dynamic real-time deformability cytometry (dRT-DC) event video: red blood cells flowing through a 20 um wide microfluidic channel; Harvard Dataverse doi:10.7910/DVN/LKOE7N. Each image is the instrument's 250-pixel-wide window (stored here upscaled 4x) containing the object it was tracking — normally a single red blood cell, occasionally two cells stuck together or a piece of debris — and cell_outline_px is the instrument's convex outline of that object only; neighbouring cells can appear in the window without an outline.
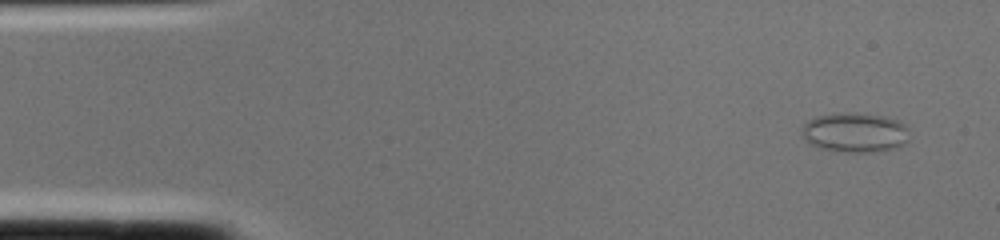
{"species": "common noctule bat (a hibernating species)", "species_latin": "Nyctalus noctula", "temperature_condition": "cold", "stored_images_in_passage": 2, "camera_frame_rate_fps": 3000, "um_per_image_px": 0.085, "animal": {"sex": "female", "body_mass_g": 22.0, "forearm_length_mm": 56.7}, "frame": {"image": 1, "passage_image": 1, "time_ms": 0.0, "image_size_px": [1000, 240], "cell_outline_px": [[908, 140], [904, 144], [896, 148], [872, 152], [848, 152], [820, 148], [808, 144], [800, 132], [800, 128], [808, 120], [816, 116], [836, 112], [880, 116], [896, 120], [904, 124], [908, 128]], "centroid_in_image_um": [72.62, 11.27], "position_along_channel_um": 12.4, "area_um2": 24.85}}
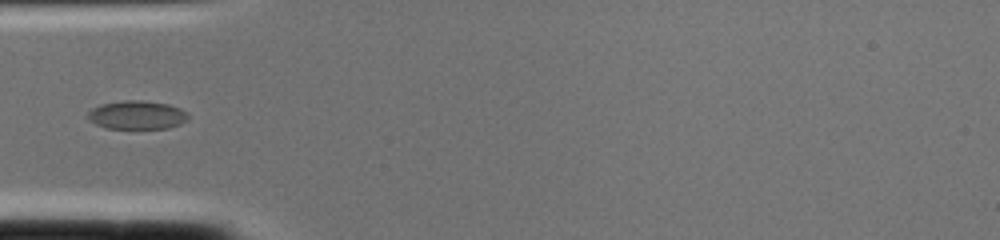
{"frame": {"image": 2, "passage_image": 2, "time_ms": 0.333, "image_size_px": [1000, 240], "cell_outline_px": [[188, 120], [180, 124], [168, 128], [104, 128], [96, 124], [88, 116], [88, 112], [92, 108], [100, 104], [124, 100], [144, 100], [168, 104], [180, 108], [188, 112]], "centroid_in_image_um": [11.67, 9.76], "position_along_channel_um": 73.3, "area_um2": 16.7}}